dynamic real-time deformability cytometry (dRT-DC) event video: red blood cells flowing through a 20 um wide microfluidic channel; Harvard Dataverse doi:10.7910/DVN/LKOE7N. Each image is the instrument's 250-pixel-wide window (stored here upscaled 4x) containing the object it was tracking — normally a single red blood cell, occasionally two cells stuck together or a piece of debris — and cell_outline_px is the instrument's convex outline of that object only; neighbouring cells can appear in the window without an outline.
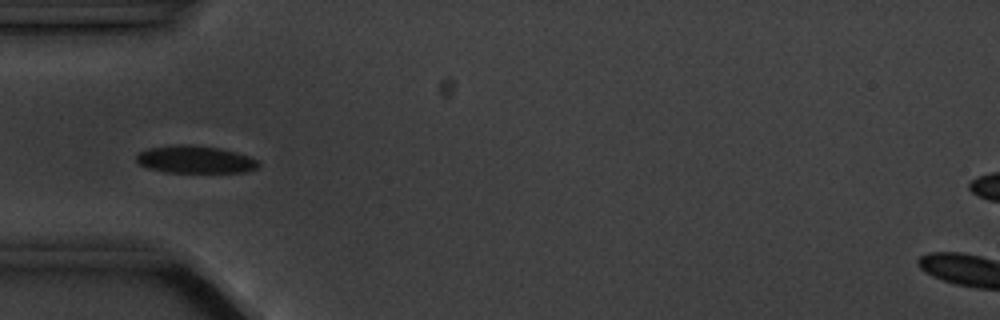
{"species": "common noctule bat (a hibernating species)", "species_latin": "Nyctalus noctula", "temperature_condition": "cold", "stored_images_in_passage": 12, "camera_frame_rate_fps": 3000, "um_per_image_px": 0.085, "animal": {"sex": "male", "body_mass_g": 20.1, "forearm_length_mm": 53.5}, "frame": {"image": 1, "passage_image": 4, "time_ms": 4.333, "image_size_px": [1000, 320], "cell_outline_px": [[260, 164], [256, 168], [244, 172], [164, 172], [148, 168], [140, 164], [136, 160], [136, 156], [140, 152], [148, 148], [172, 144], [192, 144], [220, 148], [236, 152], [248, 156], [256, 160]], "centroid_in_image_um": [16.56, 13.54], "position_along_channel_um": 68.4, "area_um2": 19.59}}
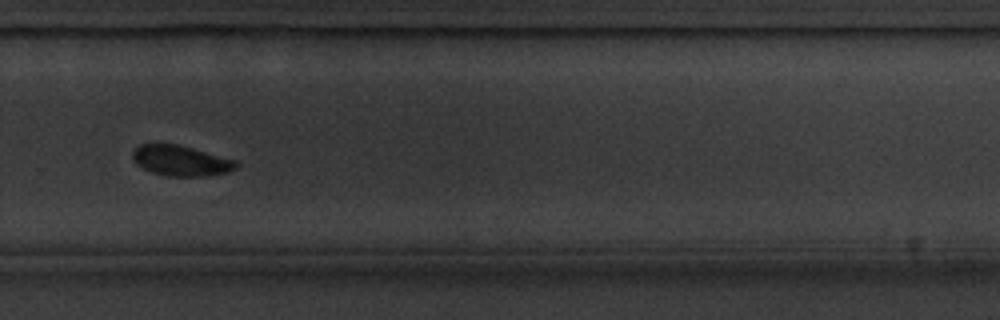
{"frame": {"image": 2, "passage_image": 10, "time_ms": 11.333, "image_size_px": [1000, 320], "cell_outline_px": [[240, 164], [236, 168], [228, 172], [200, 176], [168, 176], [152, 172], [136, 164], [132, 160], [132, 152], [140, 144], [176, 144], [192, 148], [236, 160]], "centroid_in_image_um": [15.37, 13.66], "position_along_channel_um": 314.4, "area_um2": 18.21}}
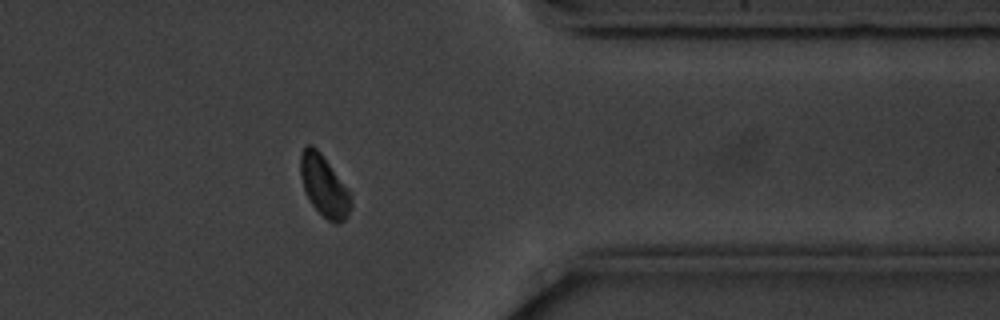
{"frame": {"image": 3, "passage_image": 12, "time_ms": 13.667, "image_size_px": [1000, 320], "cell_outline_px": [[352, 208], [344, 220], [336, 224], [328, 220], [312, 204], [304, 188], [300, 176], [300, 152], [308, 144], [312, 144], [320, 152], [348, 188], [352, 204]], "centroid_in_image_um": [27.55, 15.78], "position_along_channel_um": 383.9, "area_um2": 17.8}, "authors_computed_cell_mechanics": {"area_um2": 19.5364, "velocity_mm_per_s": 3.5231, "shape_relaxation_time_tau1_ms": 1.7476, "shape_relaxation_time_tau2_ms": null, "deformation_change_tau1": 0.0592, "deformation_change_tau2": null}}